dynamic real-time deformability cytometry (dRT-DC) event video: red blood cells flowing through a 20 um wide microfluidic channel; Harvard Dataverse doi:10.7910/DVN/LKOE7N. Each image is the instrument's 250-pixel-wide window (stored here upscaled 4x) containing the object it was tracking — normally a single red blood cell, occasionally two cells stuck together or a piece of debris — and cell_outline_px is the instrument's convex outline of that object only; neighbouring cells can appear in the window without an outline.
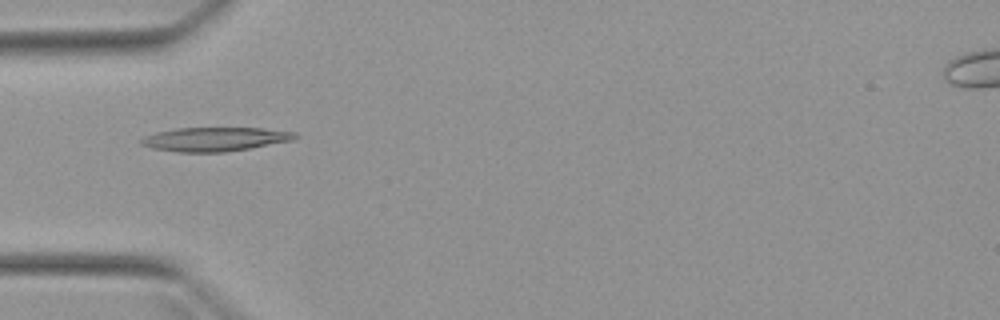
{"species": "Egyptian fruit bat (a non-hibernating species)", "species_latin": "Rousettus aegyptiacus", "temperature_condition": "warm", "stored_images_in_passage": 4, "camera_frame_rate_fps": 3000, "um_per_image_px": 0.085, "animal": {"sex": "female"}, "frame": {"image": 1, "passage_image": 4, "time_ms": 3.333, "image_size_px": [1000, 320], "cell_outline_px": [[300, 136], [292, 140], [248, 148], [224, 152], [176, 152], [152, 148], [140, 144], [140, 140], [156, 132], [176, 128], [264, 128], [296, 132]], "centroid_in_image_um": [18.28, 11.82], "position_along_channel_um": 66.7, "area_um2": 21.33}}